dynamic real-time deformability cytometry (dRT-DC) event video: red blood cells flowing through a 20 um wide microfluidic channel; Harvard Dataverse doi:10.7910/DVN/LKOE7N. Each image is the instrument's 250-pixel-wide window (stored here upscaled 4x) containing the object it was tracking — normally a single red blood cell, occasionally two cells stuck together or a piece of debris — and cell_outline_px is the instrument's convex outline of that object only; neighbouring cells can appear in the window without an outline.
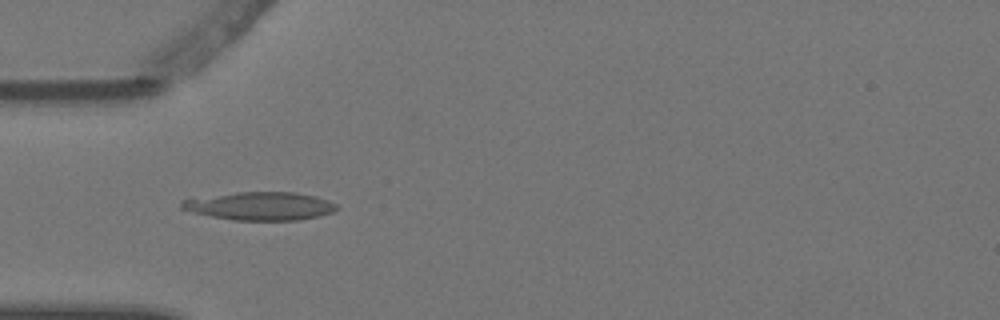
{"species": "Egyptian fruit bat (a non-hibernating species)", "species_latin": "Rousettus aegyptiacus", "temperature_condition": "warm", "stored_images_in_passage": 6, "camera_frame_rate_fps": 3000, "um_per_image_px": 0.085, "animal": {"sex": "female"}, "frame": {"image": 1, "passage_image": 5, "time_ms": 1.333, "image_size_px": [1000, 320], "cell_outline_px": [[336, 208], [332, 212], [320, 216], [296, 220], [232, 220], [212, 216], [180, 208], [180, 200], [188, 196], [236, 192], [296, 192], [316, 196], [328, 200], [336, 204]], "centroid_in_image_um": [22.02, 17.49], "position_along_channel_um": 63.0, "area_um2": 25.84}}
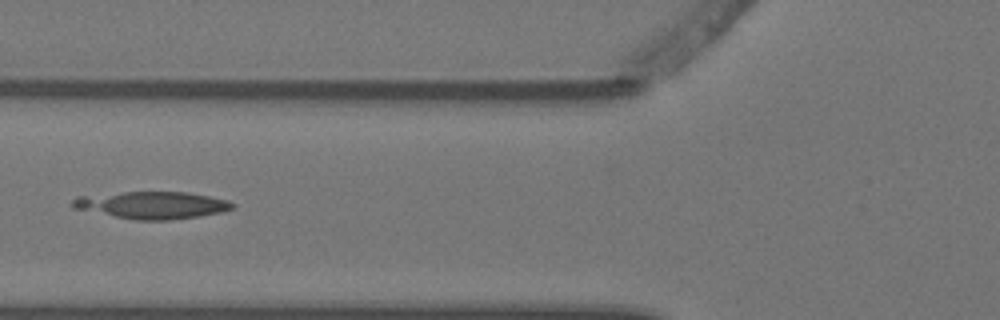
{"frame": {"image": 2, "passage_image": 6, "time_ms": 1.667, "image_size_px": [1000, 320], "cell_outline_px": [[236, 204], [232, 208], [220, 212], [196, 216], [168, 220], [136, 220], [72, 208], [72, 200], [76, 196], [124, 192], [188, 192], [228, 200]], "centroid_in_image_um": [12.9, 17.42], "position_along_channel_um": 112.9, "area_um2": 25.09}}